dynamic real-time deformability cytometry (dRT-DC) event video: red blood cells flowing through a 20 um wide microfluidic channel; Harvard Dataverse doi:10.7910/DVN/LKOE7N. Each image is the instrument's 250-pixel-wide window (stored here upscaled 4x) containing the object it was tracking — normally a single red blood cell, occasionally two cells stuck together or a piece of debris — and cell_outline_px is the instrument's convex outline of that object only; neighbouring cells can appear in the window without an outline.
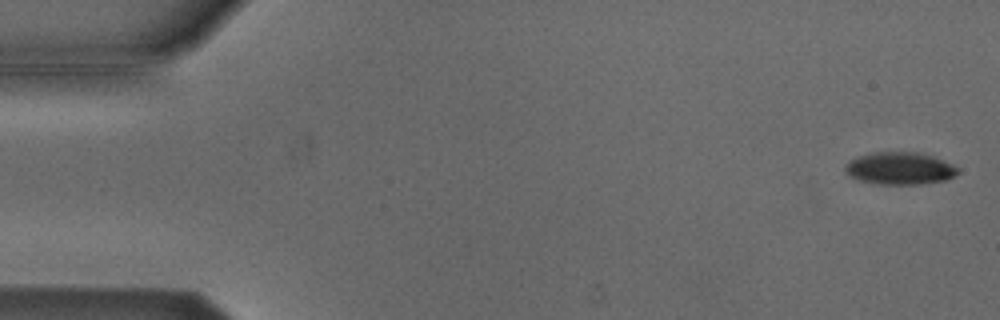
{"species": "Egyptian fruit bat (a non-hibernating species)", "species_latin": "Rousettus aegyptiacus", "temperature_condition": "cold", "stored_images_in_passage": 5, "camera_frame_rate_fps": 3000, "um_per_image_px": 0.085, "animal": {"sex": "male"}, "frame": {"image": 1, "passage_image": 1, "time_ms": 0.0, "image_size_px": [1000, 320], "cell_outline_px": [[960, 172], [948, 180], [924, 184], [876, 184], [860, 180], [848, 176], [844, 168], [852, 160], [860, 156], [872, 152], [916, 152], [932, 156], [952, 164], [960, 168]], "centroid_in_image_um": [76.53, 14.32], "position_along_channel_um": 8.5, "area_um2": 21.27}}